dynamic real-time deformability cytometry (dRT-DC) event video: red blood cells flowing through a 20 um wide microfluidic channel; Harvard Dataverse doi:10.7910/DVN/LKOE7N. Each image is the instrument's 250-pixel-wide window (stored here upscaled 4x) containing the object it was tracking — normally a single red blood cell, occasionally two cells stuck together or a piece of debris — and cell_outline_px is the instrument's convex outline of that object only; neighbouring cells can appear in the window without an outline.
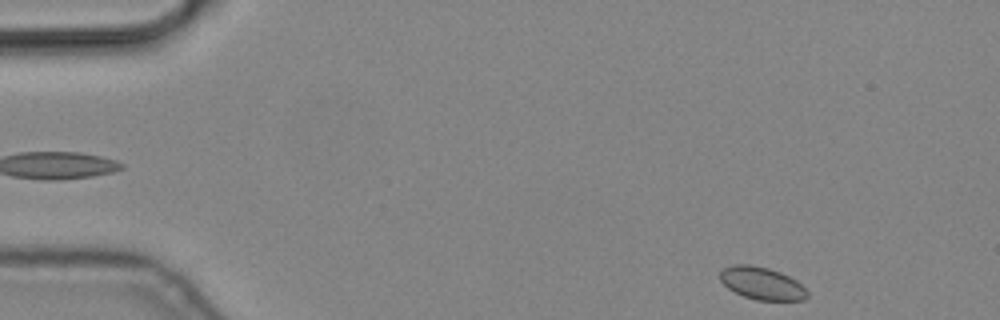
{"species": "common noctule bat (a hibernating species)", "species_latin": "Nyctalus noctula", "temperature_condition": "cold", "stored_images_in_passage": 6, "segment_of_instrument_passage": [2, 2], "camera_frame_rate_fps": 3000, "um_per_image_px": 0.085, "animal": {"sex": "male", "body_mass_g": 19.2, "forearm_length_mm": 51.8}, "frame": {"image": 1, "passage_image": 6, "time_ms": 1.667, "image_size_px": [1000, 320], "cell_outline_px": [[808, 296], [804, 300], [756, 300], [744, 296], [728, 288], [720, 280], [720, 272], [724, 268], [732, 264], [748, 264], [768, 268], [780, 272], [796, 280], [808, 292]], "centroid_in_image_um": [64.75, 24.08], "position_along_channel_um": 20.2, "area_um2": 16.42}}